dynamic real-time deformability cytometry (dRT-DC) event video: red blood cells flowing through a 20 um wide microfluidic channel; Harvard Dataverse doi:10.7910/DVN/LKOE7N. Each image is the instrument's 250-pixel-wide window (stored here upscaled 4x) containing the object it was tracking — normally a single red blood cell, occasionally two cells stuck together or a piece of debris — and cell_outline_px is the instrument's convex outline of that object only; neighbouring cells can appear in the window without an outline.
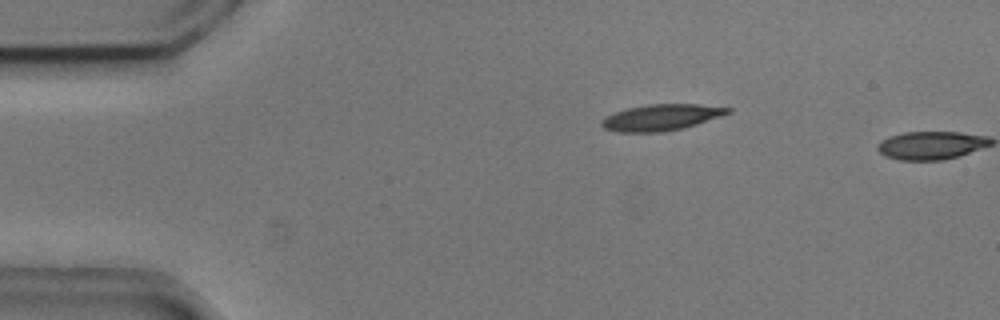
{"species": "common noctule bat (a hibernating species)", "species_latin": "Nyctalus noctula", "temperature_condition": "cold", "stored_images_in_passage": 2, "camera_frame_rate_fps": 3000, "um_per_image_px": 0.085, "animal": {"sex": "male", "body_mass_g": 20.5, "forearm_length_mm": 52.5}, "frame": {"image": 1, "passage_image": 1, "time_ms": 0.0, "image_size_px": [1000, 320], "cell_outline_px": [[732, 112], [684, 128], [660, 132], [616, 132], [604, 128], [600, 124], [600, 120], [604, 116], [628, 108], [648, 104], [700, 104], [732, 108]], "centroid_in_image_um": [56.18, 9.98], "position_along_channel_um": 28.8, "area_um2": 19.31}}